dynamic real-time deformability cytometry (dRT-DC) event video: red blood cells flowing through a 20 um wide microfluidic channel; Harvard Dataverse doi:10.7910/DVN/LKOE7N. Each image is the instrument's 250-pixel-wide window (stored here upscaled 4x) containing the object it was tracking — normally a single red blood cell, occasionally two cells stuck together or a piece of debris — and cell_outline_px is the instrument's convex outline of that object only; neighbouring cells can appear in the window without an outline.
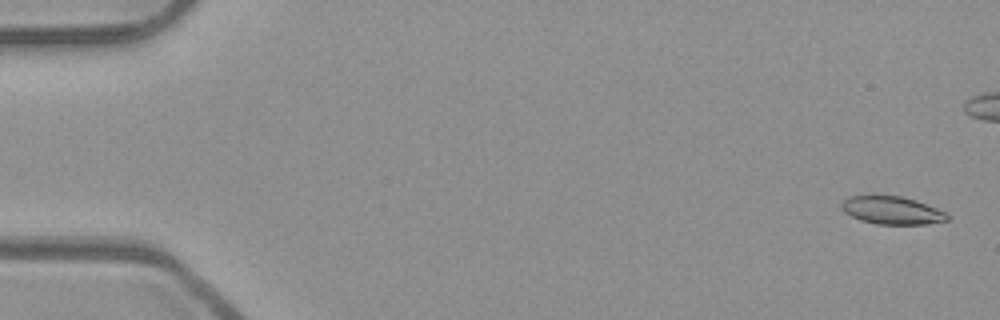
{"species": "common noctule bat (a hibernating species)", "species_latin": "Nyctalus noctula", "temperature_condition": "room temperature", "stored_images_in_passage": 53, "camera_frame_rate_fps": 3000, "um_per_image_px": 0.085, "animal": {"sex": "male", "body_mass_g": 23.1, "forearm_length_mm": 52.7}, "frame": {"image": 1, "passage_image": 1, "time_ms": 0.0, "image_size_px": [1000, 320], "cell_outline_px": [[948, 220], [924, 224], [876, 224], [860, 220], [844, 212], [840, 208], [840, 204], [848, 196], [900, 196], [916, 200], [936, 208], [944, 212], [948, 216]], "centroid_in_image_um": [75.77, 17.88], "position_along_channel_um": 9.2, "area_um2": 16.99}}
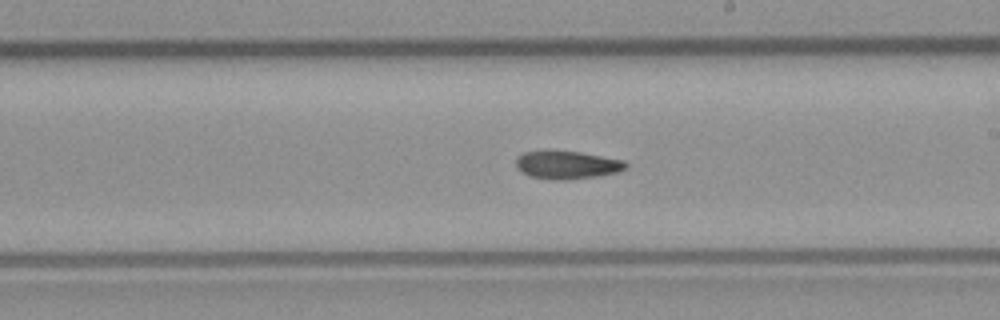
{"frame": {"image": 2, "passage_image": 30, "time_ms": 9.667, "image_size_px": [1000, 320], "cell_outline_px": [[628, 168], [616, 172], [600, 176], [568, 180], [556, 180], [528, 176], [520, 172], [516, 168], [516, 156], [524, 152], [580, 152], [624, 160], [628, 164]], "centroid_in_image_um": [48.2, 14.04], "position_along_channel_um": 240.8, "area_um2": 17.92}}
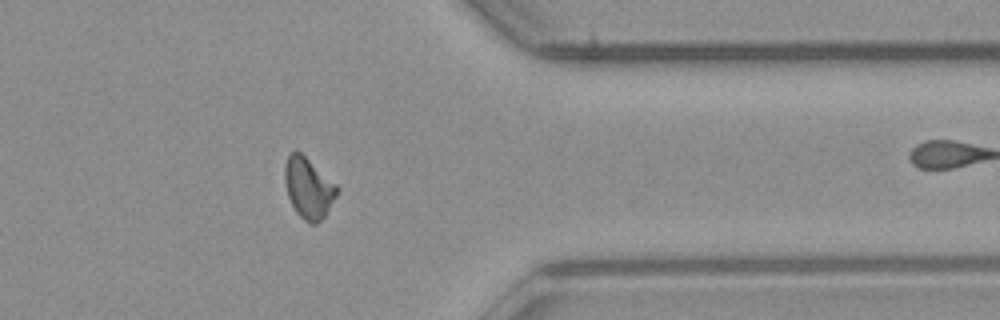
{"frame": {"image": 3, "passage_image": 42, "time_ms": 13.667, "image_size_px": [1000, 320], "cell_outline_px": [[340, 188], [336, 196], [324, 216], [316, 224], [312, 224], [304, 220], [296, 212], [288, 196], [284, 180], [284, 164], [288, 156], [292, 152], [300, 152], [336, 184]], "centroid_in_image_um": [26.21, 15.98], "position_along_channel_um": 385.2, "area_um2": 18.21}, "authors_computed_cell_mechanics": {"area_um2": 17.918, "velocity_mm_per_s": 3.9339, "shape_relaxation_time_tau1_ms": 9.9799, "shape_relaxation_time_tau2_ms": 5.6942, "deformation_change_tau1": 0.2031, "deformation_change_tau2": 0.1177}}